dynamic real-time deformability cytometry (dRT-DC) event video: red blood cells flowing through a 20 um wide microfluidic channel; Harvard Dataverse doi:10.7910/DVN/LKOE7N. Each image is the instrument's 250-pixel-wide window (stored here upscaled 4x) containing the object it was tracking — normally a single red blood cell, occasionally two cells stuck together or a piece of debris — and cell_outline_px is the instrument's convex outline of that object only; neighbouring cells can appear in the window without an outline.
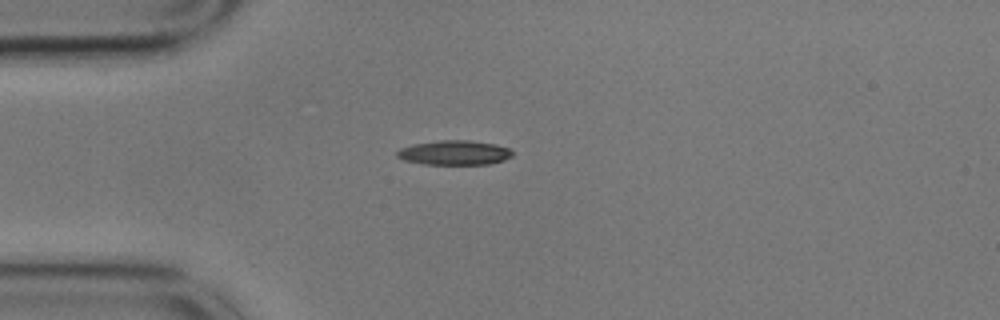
{"species": "common noctule bat (a hibernating species)", "species_latin": "Nyctalus noctula", "temperature_condition": "cold", "stored_images_in_passage": 43, "camera_frame_rate_fps": 3000, "um_per_image_px": 0.085, "animal": {"sex": "male", "body_mass_g": 17.9}, "frame": {"image": 1, "passage_image": 1, "time_ms": 0.0, "image_size_px": [1000, 320], "cell_outline_px": [[512, 156], [504, 160], [488, 164], [424, 164], [404, 160], [396, 156], [396, 152], [400, 148], [412, 144], [440, 140], [468, 140], [496, 144], [508, 148], [512, 152]], "centroid_in_image_um": [38.6, 12.97], "position_along_channel_um": 46.4, "area_um2": 16.47}}
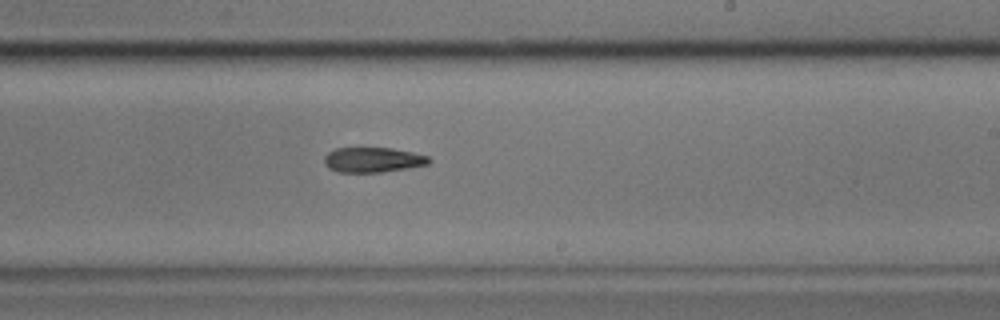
{"frame": {"image": 2, "passage_image": 20, "time_ms": 6.333, "image_size_px": [1000, 320], "cell_outline_px": [[432, 160], [428, 164], [408, 168], [380, 172], [336, 172], [328, 168], [324, 164], [324, 156], [328, 152], [336, 148], [392, 148], [412, 152], [428, 156]], "centroid_in_image_um": [31.67, 13.58], "position_along_channel_um": 257.3, "area_um2": 15.32}}
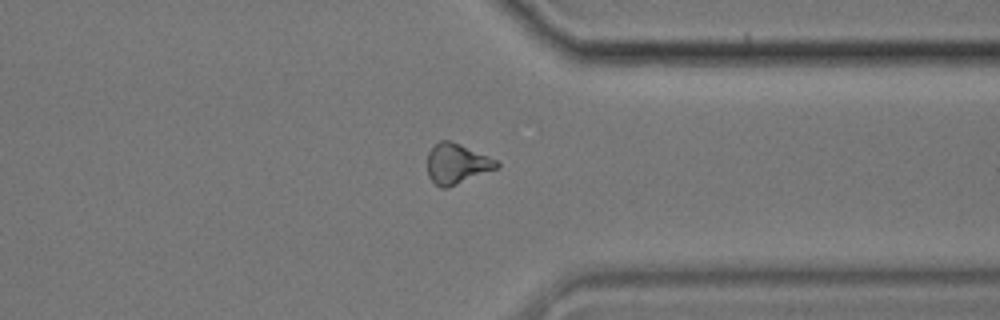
{"frame": {"image": 3, "passage_image": 30, "time_ms": 9.667, "image_size_px": [1000, 320], "cell_outline_px": [[500, 168], [448, 188], [440, 188], [428, 176], [428, 152], [440, 140], [448, 140], [460, 144], [488, 156], [496, 160], [500, 164]], "centroid_in_image_um": [38.85, 13.94], "position_along_channel_um": 372.5, "area_um2": 16.3}, "authors_computed_cell_mechanics": {"area_um2": 16.5886, "velocity_mm_per_s": 3.5556, "shape_relaxation_time_tau1_ms": 8.0344, "shape_relaxation_time_tau2_ms": null, "deformation_change_tau1": 0.1538, "deformation_change_tau2": null}}